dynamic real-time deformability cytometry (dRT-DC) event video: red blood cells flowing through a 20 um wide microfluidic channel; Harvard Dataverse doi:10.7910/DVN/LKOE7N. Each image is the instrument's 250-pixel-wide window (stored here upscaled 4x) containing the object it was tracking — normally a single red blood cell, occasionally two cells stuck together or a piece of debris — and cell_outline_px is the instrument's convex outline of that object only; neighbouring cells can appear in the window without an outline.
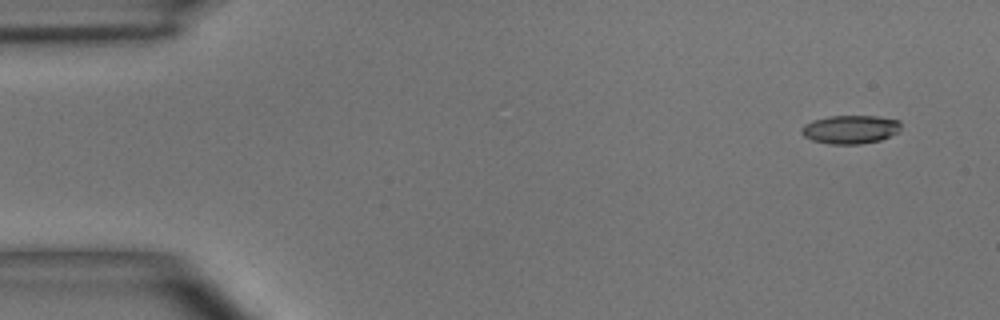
{"species": "common noctule bat (a hibernating species)", "species_latin": "Nyctalus noctula", "temperature_condition": "room temperature", "stored_images_in_passage": 5, "segment_of_instrument_passage": [1, 2], "camera_frame_rate_fps": 3000, "um_per_image_px": 0.085, "animal": {"sex": "male", "body_mass_g": 15.6}, "frame": {"image": 1, "passage_image": 1, "time_ms": 0.0, "image_size_px": [1000, 320], "cell_outline_px": [[900, 132], [880, 140], [860, 144], [828, 144], [812, 140], [804, 136], [800, 132], [800, 128], [804, 124], [812, 120], [828, 116], [876, 116], [900, 120]], "centroid_in_image_um": [72.26, 11.0], "position_along_channel_um": 12.7, "area_um2": 16.7}}
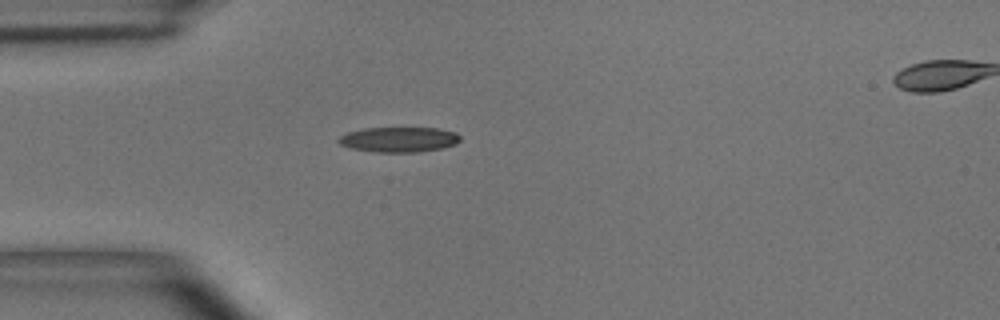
{"frame": {"image": 2, "passage_image": 4, "time_ms": 3.667, "image_size_px": [1000, 320], "cell_outline_px": [[460, 140], [456, 144], [444, 148], [416, 152], [376, 152], [352, 148], [340, 144], [336, 140], [340, 136], [348, 132], [364, 128], [436, 128], [456, 132], [460, 136]], "centroid_in_image_um": [33.92, 11.86], "position_along_channel_um": 51.1, "area_um2": 17.8}}